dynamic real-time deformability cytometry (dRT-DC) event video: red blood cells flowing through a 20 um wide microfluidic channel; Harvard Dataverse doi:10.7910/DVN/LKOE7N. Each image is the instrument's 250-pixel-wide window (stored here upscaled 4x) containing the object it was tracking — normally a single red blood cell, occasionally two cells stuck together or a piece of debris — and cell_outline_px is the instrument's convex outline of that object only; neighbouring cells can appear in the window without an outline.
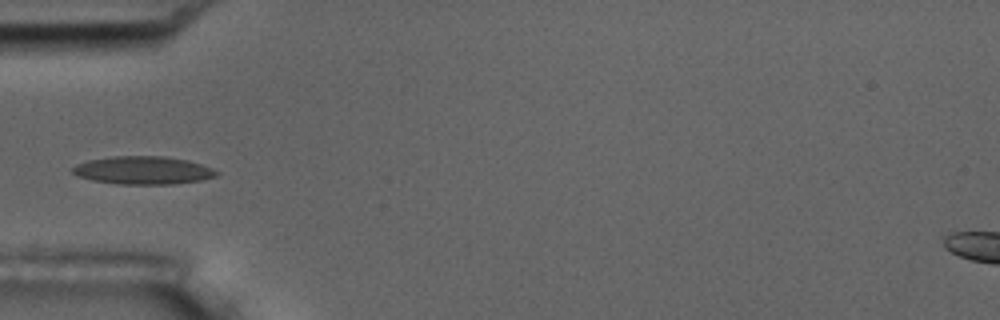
{"species": "common noctule bat (a hibernating species)", "species_latin": "Nyctalus noctula", "temperature_condition": "room temperature", "stored_images_in_passage": 5, "camera_frame_rate_fps": 3000, "um_per_image_px": 0.085, "animal": {"sex": "male", "body_mass_g": 17.5, "forearm_length_mm": 52.3}, "frame": {"image": 1, "passage_image": 5, "time_ms": 5.667, "image_size_px": [1000, 320], "cell_outline_px": [[220, 172], [216, 176], [200, 180], [172, 184], [120, 184], [92, 180], [76, 176], [72, 172], [72, 168], [76, 164], [88, 160], [112, 156], [164, 156], [188, 160], [212, 168]], "centroid_in_image_um": [12.14, 14.47], "position_along_channel_um": 72.9, "area_um2": 23.47}}